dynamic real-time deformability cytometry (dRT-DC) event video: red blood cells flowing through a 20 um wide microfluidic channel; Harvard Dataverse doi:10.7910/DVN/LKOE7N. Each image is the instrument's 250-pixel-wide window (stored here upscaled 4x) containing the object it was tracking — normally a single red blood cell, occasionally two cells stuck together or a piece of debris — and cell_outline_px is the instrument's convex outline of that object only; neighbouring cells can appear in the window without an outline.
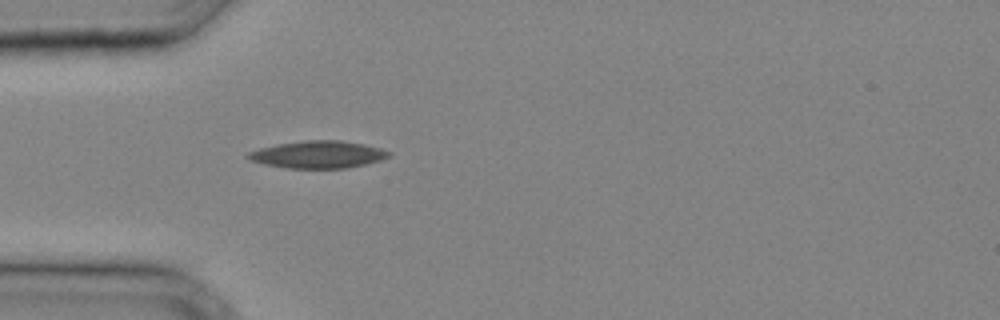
{"species": "common noctule bat (a hibernating species)", "species_latin": "Nyctalus noctula", "temperature_condition": "cold", "stored_images_in_passage": 24, "camera_frame_rate_fps": 3000, "um_per_image_px": 0.085, "animal": {"sex": "male", "body_mass_g": 20.4}, "frame": {"image": 1, "passage_image": 1, "time_ms": 0.0, "image_size_px": [1000, 320], "cell_outline_px": [[392, 156], [380, 160], [364, 164], [344, 168], [284, 168], [264, 164], [252, 160], [244, 156], [248, 152], [260, 148], [276, 144], [304, 140], [340, 140], [364, 144], [380, 148], [392, 152]], "centroid_in_image_um": [27.03, 13.13], "position_along_channel_um": 58.0, "area_um2": 22.43}}
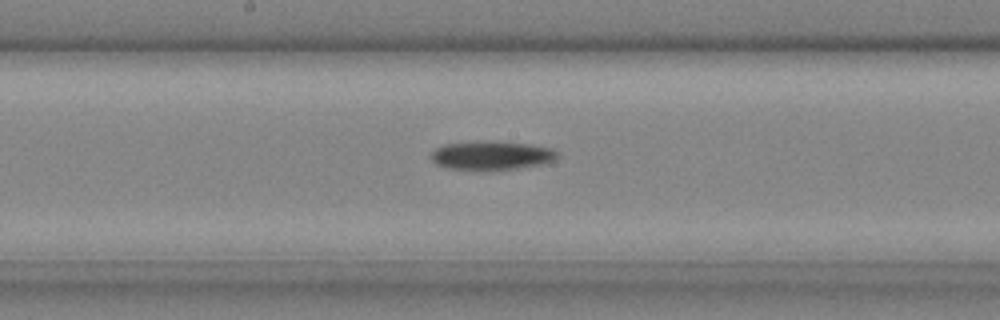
{"frame": {"image": 2, "passage_image": 9, "time_ms": 2.667, "image_size_px": [1000, 320], "cell_outline_px": [[560, 156], [556, 160], [548, 164], [516, 168], [448, 168], [436, 164], [432, 160], [432, 152], [436, 148], [444, 144], [528, 144], [552, 148], [560, 152]], "centroid_in_image_um": [41.92, 13.24], "position_along_channel_um": 206.3, "area_um2": 19.77}}
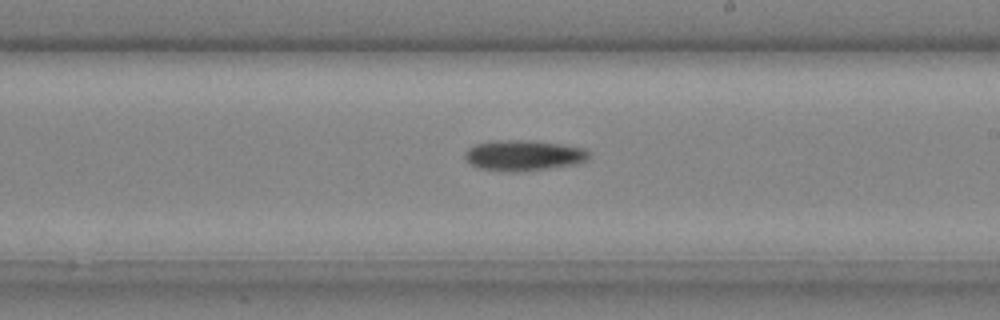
{"frame": {"image": 3, "passage_image": 11, "time_ms": 3.333, "image_size_px": [1000, 320], "cell_outline_px": [[588, 160], [580, 164], [516, 172], [512, 172], [476, 168], [464, 156], [464, 152], [468, 148], [476, 144], [492, 140], [532, 140], [560, 144], [584, 148], [588, 152]], "centroid_in_image_um": [44.5, 13.21], "position_along_channel_um": 244.5, "area_um2": 22.25}}